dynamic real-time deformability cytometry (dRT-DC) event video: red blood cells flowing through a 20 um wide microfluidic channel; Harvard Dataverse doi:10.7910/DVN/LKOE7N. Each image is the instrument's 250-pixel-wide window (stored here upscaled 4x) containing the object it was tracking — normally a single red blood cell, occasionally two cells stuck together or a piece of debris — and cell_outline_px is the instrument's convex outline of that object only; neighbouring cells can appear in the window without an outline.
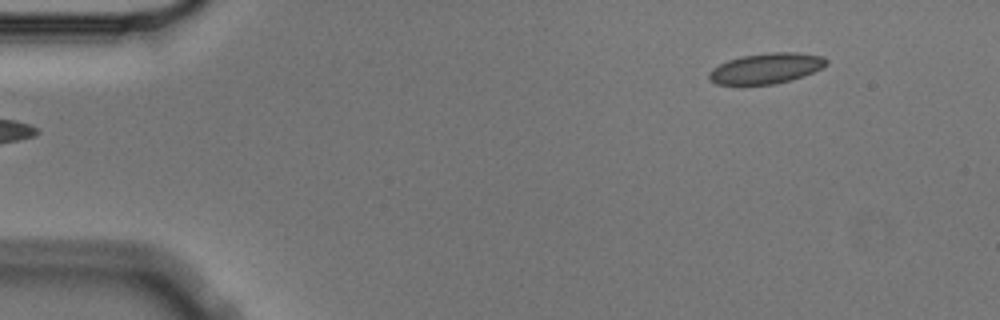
{"species": "Egyptian fruit bat (a non-hibernating species)", "species_latin": "Rousettus aegyptiacus", "temperature_condition": "cold", "stored_images_in_passage": 6, "segment_of_instrument_passage": [2, 2], "camera_frame_rate_fps": 3000, "um_per_image_px": 0.085, "animal": {"sex": "male"}, "frame": {"image": 1, "passage_image": 6, "time_ms": 1.667, "image_size_px": [1000, 320], "cell_outline_px": [[828, 64], [804, 76], [772, 84], [716, 84], [708, 76], [708, 72], [712, 68], [728, 60], [744, 56], [772, 52], [796, 52], [824, 56], [828, 60]], "centroid_in_image_um": [65.14, 5.8], "position_along_channel_um": 19.9, "area_um2": 20.58}}